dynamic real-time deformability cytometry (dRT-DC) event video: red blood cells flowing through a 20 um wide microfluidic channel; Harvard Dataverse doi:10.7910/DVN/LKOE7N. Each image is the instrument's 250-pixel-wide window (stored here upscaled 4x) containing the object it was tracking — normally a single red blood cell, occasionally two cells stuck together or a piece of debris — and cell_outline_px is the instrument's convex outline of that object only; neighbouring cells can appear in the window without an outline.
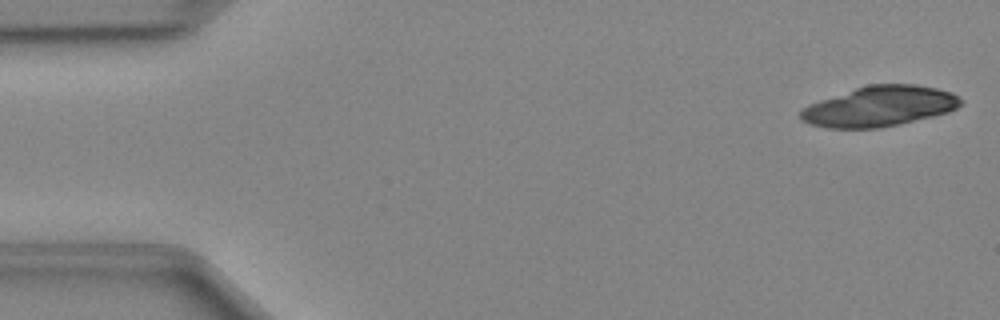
{"species": "Egyptian fruit bat (a non-hibernating species)", "species_latin": "Rousettus aegyptiacus", "temperature_condition": "cold", "stored_images_in_passage": 35, "camera_frame_rate_fps": 3000, "um_per_image_px": 0.085, "animal": {"sex": "female"}, "frame": {"image": 1, "passage_image": 1, "time_ms": 0.0, "image_size_px": [1000, 320], "cell_outline_px": [[964, 100], [956, 108], [948, 112], [900, 124], [880, 128], [824, 128], [808, 124], [800, 120], [800, 108], [808, 104], [868, 84], [916, 84], [936, 88], [952, 92]], "centroid_in_image_um": [74.73, 9.04], "position_along_channel_um": 10.3, "area_um2": 37.74}}